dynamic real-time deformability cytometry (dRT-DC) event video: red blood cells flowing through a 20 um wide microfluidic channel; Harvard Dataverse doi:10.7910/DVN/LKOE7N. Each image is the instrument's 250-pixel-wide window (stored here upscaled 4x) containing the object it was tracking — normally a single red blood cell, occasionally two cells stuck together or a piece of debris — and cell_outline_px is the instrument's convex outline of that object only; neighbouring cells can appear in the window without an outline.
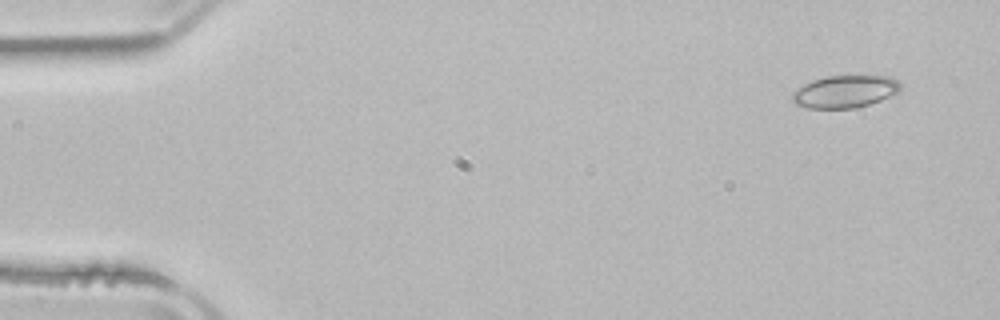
{"species": "common noctule bat (a hibernating species)", "species_latin": "Nyctalus noctula", "temperature_condition": "room temperature", "stored_images_in_passage": 3, "camera_frame_rate_fps": 3000, "um_per_image_px": 0.085, "animal": {"sex": "male", "body_mass_g": 21.5, "forearm_length_mm": 52.0}, "frame": {"image": 1, "passage_image": 3, "time_ms": 2.667, "image_size_px": [1000, 320], "cell_outline_px": [[900, 92], [880, 100], [856, 108], [808, 108], [796, 104], [792, 100], [792, 92], [796, 88], [812, 80], [828, 76], [888, 76], [896, 80], [900, 84]], "centroid_in_image_um": [71.8, 7.78], "position_along_channel_um": 13.2, "area_um2": 20.35}}